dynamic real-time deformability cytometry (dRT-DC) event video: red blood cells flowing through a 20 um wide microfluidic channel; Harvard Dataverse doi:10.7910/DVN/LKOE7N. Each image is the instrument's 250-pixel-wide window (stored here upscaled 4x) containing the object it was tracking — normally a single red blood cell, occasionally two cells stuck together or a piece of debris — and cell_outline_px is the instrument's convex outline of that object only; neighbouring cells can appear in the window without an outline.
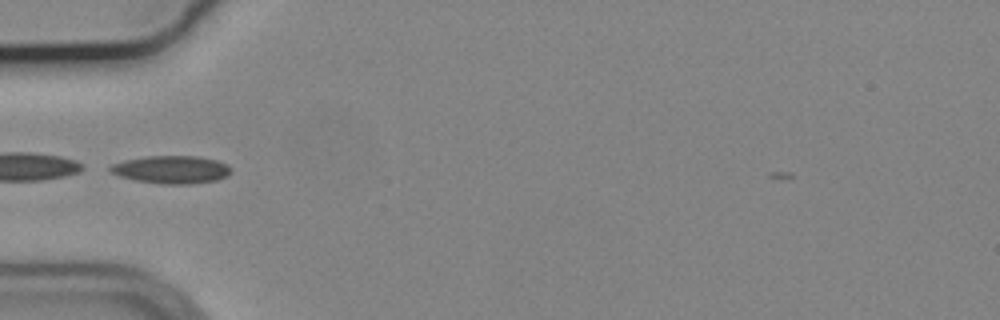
{"species": "common noctule bat (a hibernating species)", "species_latin": "Nyctalus noctula", "temperature_condition": "cold", "stored_images_in_passage": 37, "camera_frame_rate_fps": 3000, "um_per_image_px": 0.085, "animal": {"sex": "male", "body_mass_g": 19.2, "forearm_length_mm": 51.8}, "frame": {"image": 1, "passage_image": 2, "time_ms": 0.333, "image_size_px": [1000, 320], "cell_outline_px": [[232, 172], [228, 176], [216, 180], [192, 184], [160, 184], [136, 180], [120, 176], [108, 172], [108, 168], [112, 164], [124, 160], [148, 156], [196, 156], [216, 160], [228, 164], [232, 168]], "centroid_in_image_um": [14.59, 14.42], "position_along_channel_um": 70.4, "area_um2": 19.77}}